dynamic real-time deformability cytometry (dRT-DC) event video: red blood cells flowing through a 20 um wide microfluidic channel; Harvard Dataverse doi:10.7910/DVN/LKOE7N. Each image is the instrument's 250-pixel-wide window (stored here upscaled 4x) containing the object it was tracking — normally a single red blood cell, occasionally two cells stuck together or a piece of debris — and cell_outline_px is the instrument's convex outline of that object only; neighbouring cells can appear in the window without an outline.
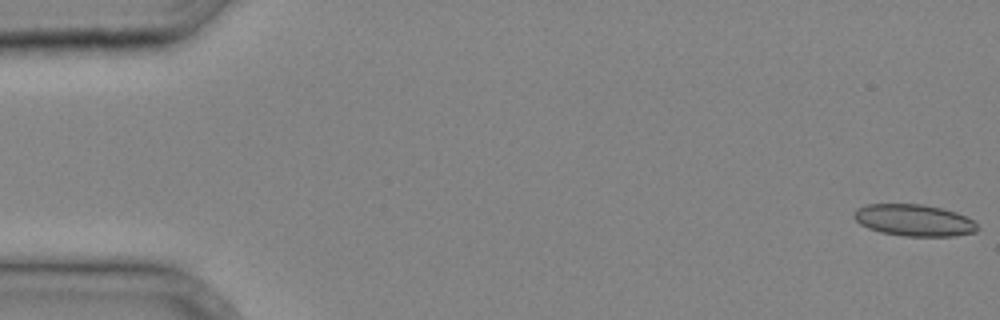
{"species": "common noctule bat (a hibernating species)", "species_latin": "Nyctalus noctula", "temperature_condition": "cold", "stored_images_in_passage": 38, "camera_frame_rate_fps": 3000, "um_per_image_px": 0.085, "animal": {"sex": "male", "body_mass_g": 20.4}, "frame": {"image": 1, "passage_image": 1, "time_ms": 0.0, "image_size_px": [1000, 320], "cell_outline_px": [[980, 228], [976, 232], [956, 236], [904, 236], [880, 232], [868, 228], [860, 224], [852, 216], [856, 208], [868, 204], [924, 204], [956, 212], [972, 220]], "centroid_in_image_um": [77.68, 18.72], "position_along_channel_um": 7.3, "area_um2": 22.89}}
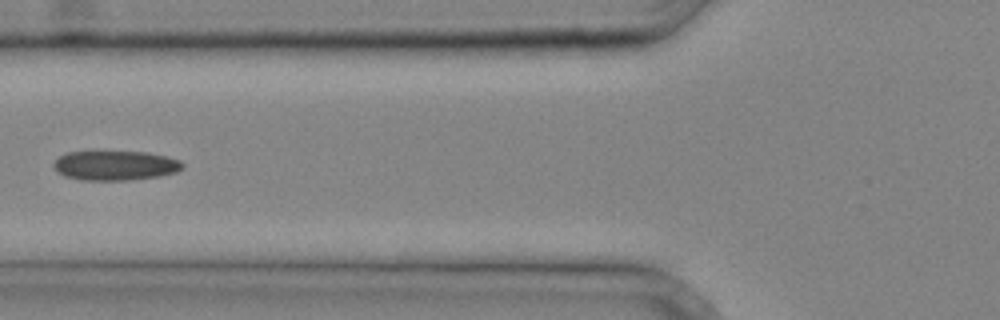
{"frame": {"image": 2, "passage_image": 15, "time_ms": 4.667, "image_size_px": [1000, 320], "cell_outline_px": [[184, 168], [176, 172], [160, 176], [128, 180], [80, 180], [64, 176], [56, 172], [52, 168], [52, 164], [60, 156], [68, 152], [148, 152], [180, 160], [184, 164]], "centroid_in_image_um": [9.78, 14.08], "position_along_channel_um": 116.0, "area_um2": 22.31}}
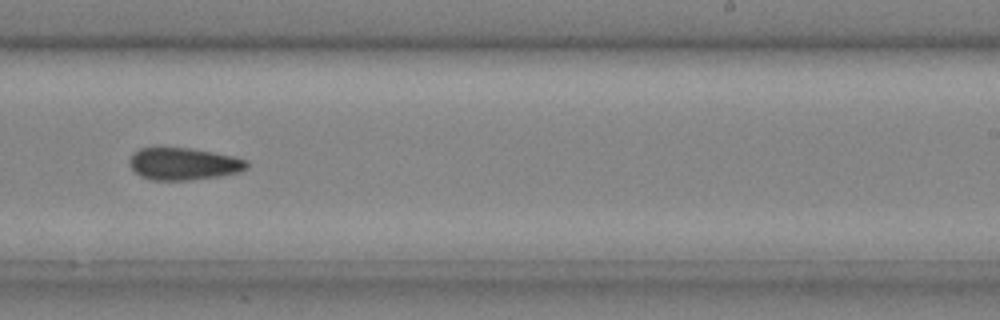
{"frame": {"image": 3, "passage_image": 24, "time_ms": 7.667, "image_size_px": [1000, 320], "cell_outline_px": [[248, 164], [240, 172], [220, 176], [188, 180], [152, 180], [140, 176], [128, 164], [128, 160], [132, 152], [140, 148], [188, 148], [212, 152], [232, 156], [248, 160]], "centroid_in_image_um": [15.56, 13.93], "position_along_channel_um": 273.4, "area_um2": 21.96}}